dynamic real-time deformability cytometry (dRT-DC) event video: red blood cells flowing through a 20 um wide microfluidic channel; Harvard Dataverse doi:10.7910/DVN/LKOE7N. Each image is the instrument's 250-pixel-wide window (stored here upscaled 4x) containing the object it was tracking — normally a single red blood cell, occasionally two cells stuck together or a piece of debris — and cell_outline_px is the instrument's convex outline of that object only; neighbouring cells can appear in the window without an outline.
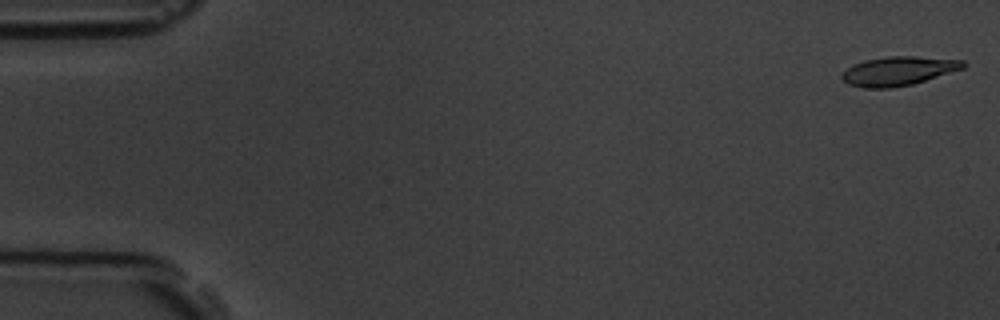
{"species": "common noctule bat (a hibernating species)", "species_latin": "Nyctalus noctula", "temperature_condition": "room temperature", "stored_images_in_passage": 5, "camera_frame_rate_fps": 3000, "um_per_image_px": 0.085, "animal": {"sex": "male", "body_mass_g": 19.5, "forearm_length_mm": 54.6}, "frame": {"image": 1, "passage_image": 1, "time_ms": 0.0, "image_size_px": [1000, 320], "cell_outline_px": [[968, 64], [964, 68], [912, 84], [892, 88], [864, 88], [848, 84], [840, 76], [852, 64], [864, 60], [888, 56], [916, 56], [964, 60]], "centroid_in_image_um": [76.37, 6.03], "position_along_channel_um": 8.6, "area_um2": 20.52}}
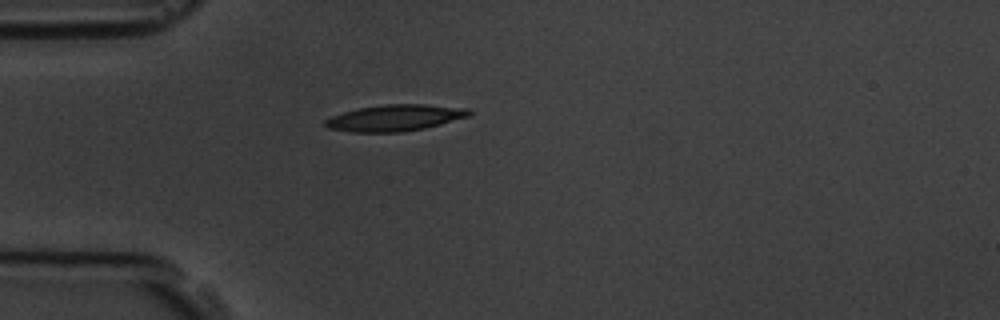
{"frame": {"image": 2, "passage_image": 5, "time_ms": 4.667, "image_size_px": [1000, 320], "cell_outline_px": [[472, 112], [468, 116], [440, 124], [424, 128], [400, 132], [352, 132], [328, 128], [324, 124], [324, 120], [332, 116], [344, 112], [360, 108], [384, 104], [424, 104], [468, 108]], "centroid_in_image_um": [33.56, 10.01], "position_along_channel_um": 51.4, "area_um2": 21.91}}